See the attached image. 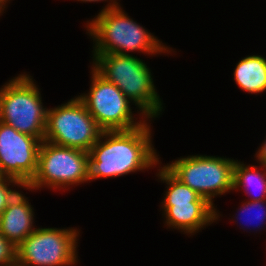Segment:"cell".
<instances>
[{"label": "cell", "mask_w": 266, "mask_h": 266, "mask_svg": "<svg viewBox=\"0 0 266 266\" xmlns=\"http://www.w3.org/2000/svg\"><path fill=\"white\" fill-rule=\"evenodd\" d=\"M150 128L146 121L131 130L102 131L88 152L89 183L156 167L159 158L152 144Z\"/></svg>", "instance_id": "cell-1"}, {"label": "cell", "mask_w": 266, "mask_h": 266, "mask_svg": "<svg viewBox=\"0 0 266 266\" xmlns=\"http://www.w3.org/2000/svg\"><path fill=\"white\" fill-rule=\"evenodd\" d=\"M96 17V18H95ZM92 21H87L88 35L94 44L93 54L115 53L130 55L141 52L148 55L173 51L143 26L129 18L122 7L100 11Z\"/></svg>", "instance_id": "cell-2"}, {"label": "cell", "mask_w": 266, "mask_h": 266, "mask_svg": "<svg viewBox=\"0 0 266 266\" xmlns=\"http://www.w3.org/2000/svg\"><path fill=\"white\" fill-rule=\"evenodd\" d=\"M91 67L135 104L141 118L153 119L161 114L163 103L156 92L151 70L143 60L132 54H93Z\"/></svg>", "instance_id": "cell-3"}, {"label": "cell", "mask_w": 266, "mask_h": 266, "mask_svg": "<svg viewBox=\"0 0 266 266\" xmlns=\"http://www.w3.org/2000/svg\"><path fill=\"white\" fill-rule=\"evenodd\" d=\"M31 77L20 74L0 88V121L43 141L48 108Z\"/></svg>", "instance_id": "cell-4"}, {"label": "cell", "mask_w": 266, "mask_h": 266, "mask_svg": "<svg viewBox=\"0 0 266 266\" xmlns=\"http://www.w3.org/2000/svg\"><path fill=\"white\" fill-rule=\"evenodd\" d=\"M89 181V153L80 149L41 142L37 170L24 189H69Z\"/></svg>", "instance_id": "cell-5"}, {"label": "cell", "mask_w": 266, "mask_h": 266, "mask_svg": "<svg viewBox=\"0 0 266 266\" xmlns=\"http://www.w3.org/2000/svg\"><path fill=\"white\" fill-rule=\"evenodd\" d=\"M233 158L190 155L164 165L177 179L210 202L233 190Z\"/></svg>", "instance_id": "cell-6"}, {"label": "cell", "mask_w": 266, "mask_h": 266, "mask_svg": "<svg viewBox=\"0 0 266 266\" xmlns=\"http://www.w3.org/2000/svg\"><path fill=\"white\" fill-rule=\"evenodd\" d=\"M102 131L78 96L47 110L44 140L49 143L89 152Z\"/></svg>", "instance_id": "cell-7"}, {"label": "cell", "mask_w": 266, "mask_h": 266, "mask_svg": "<svg viewBox=\"0 0 266 266\" xmlns=\"http://www.w3.org/2000/svg\"><path fill=\"white\" fill-rule=\"evenodd\" d=\"M75 228H36L16 247L20 266H75L78 262Z\"/></svg>", "instance_id": "cell-8"}, {"label": "cell", "mask_w": 266, "mask_h": 266, "mask_svg": "<svg viewBox=\"0 0 266 266\" xmlns=\"http://www.w3.org/2000/svg\"><path fill=\"white\" fill-rule=\"evenodd\" d=\"M91 73L90 91L78 97L103 131L131 130L150 121L148 118L134 121L131 101L124 93L115 84L102 77L93 67Z\"/></svg>", "instance_id": "cell-9"}, {"label": "cell", "mask_w": 266, "mask_h": 266, "mask_svg": "<svg viewBox=\"0 0 266 266\" xmlns=\"http://www.w3.org/2000/svg\"><path fill=\"white\" fill-rule=\"evenodd\" d=\"M41 142L0 121V166L5 176L27 186L37 170Z\"/></svg>", "instance_id": "cell-10"}, {"label": "cell", "mask_w": 266, "mask_h": 266, "mask_svg": "<svg viewBox=\"0 0 266 266\" xmlns=\"http://www.w3.org/2000/svg\"><path fill=\"white\" fill-rule=\"evenodd\" d=\"M167 228L194 235L218 220L219 212L210 202L162 203Z\"/></svg>", "instance_id": "cell-11"}, {"label": "cell", "mask_w": 266, "mask_h": 266, "mask_svg": "<svg viewBox=\"0 0 266 266\" xmlns=\"http://www.w3.org/2000/svg\"><path fill=\"white\" fill-rule=\"evenodd\" d=\"M27 199L18 192L0 215V233L16 247L36 230L33 207Z\"/></svg>", "instance_id": "cell-12"}, {"label": "cell", "mask_w": 266, "mask_h": 266, "mask_svg": "<svg viewBox=\"0 0 266 266\" xmlns=\"http://www.w3.org/2000/svg\"><path fill=\"white\" fill-rule=\"evenodd\" d=\"M236 84L250 94L266 91V58L261 55H248L242 58L234 69Z\"/></svg>", "instance_id": "cell-13"}, {"label": "cell", "mask_w": 266, "mask_h": 266, "mask_svg": "<svg viewBox=\"0 0 266 266\" xmlns=\"http://www.w3.org/2000/svg\"><path fill=\"white\" fill-rule=\"evenodd\" d=\"M262 171H264L262 173ZM262 171L257 169L255 165H246L238 160L235 161L233 167V190L240 188L245 190L246 194L255 192V196L250 197L248 201H262L266 199V168ZM253 187V190L251 188ZM250 188V189H249ZM253 193V194H254Z\"/></svg>", "instance_id": "cell-14"}, {"label": "cell", "mask_w": 266, "mask_h": 266, "mask_svg": "<svg viewBox=\"0 0 266 266\" xmlns=\"http://www.w3.org/2000/svg\"><path fill=\"white\" fill-rule=\"evenodd\" d=\"M157 176L167 184L162 203L208 202L196 191L177 179L165 166H159Z\"/></svg>", "instance_id": "cell-15"}, {"label": "cell", "mask_w": 266, "mask_h": 266, "mask_svg": "<svg viewBox=\"0 0 266 266\" xmlns=\"http://www.w3.org/2000/svg\"><path fill=\"white\" fill-rule=\"evenodd\" d=\"M255 209V210H254ZM241 212L238 214V216H240V214L241 213H243V215L244 214H248L247 216H249V217H251V216H253V217H251V220L254 222L255 220L257 221H255L256 222V227H258L259 229H263V227L266 225V199L265 200H262V201H246V202H244L243 204H242V206L240 207V209H239ZM257 210V211H256ZM263 210V211H262ZM257 212V214H256V212ZM251 215H250V214ZM253 214V215H252ZM255 214V215H254ZM242 214H241V216H243ZM240 220V219H239ZM250 219H248L247 221H249ZM250 220V221H251ZM249 221V222H250ZM259 222V223H258ZM247 223V222H246ZM245 223V224H246ZM250 223H252V222H250ZM249 223V224H250ZM242 225H243V223H242ZM264 225V226H263ZM248 226V225H247ZM256 227H254V229L253 230H255V228ZM261 227V228H260Z\"/></svg>", "instance_id": "cell-16"}, {"label": "cell", "mask_w": 266, "mask_h": 266, "mask_svg": "<svg viewBox=\"0 0 266 266\" xmlns=\"http://www.w3.org/2000/svg\"><path fill=\"white\" fill-rule=\"evenodd\" d=\"M13 184L20 188H24L25 186L14 178L4 177L0 178V215L5 210L6 207L9 206L10 201L16 196L19 191L11 189L9 185Z\"/></svg>", "instance_id": "cell-17"}, {"label": "cell", "mask_w": 266, "mask_h": 266, "mask_svg": "<svg viewBox=\"0 0 266 266\" xmlns=\"http://www.w3.org/2000/svg\"><path fill=\"white\" fill-rule=\"evenodd\" d=\"M16 264V246L0 233V266Z\"/></svg>", "instance_id": "cell-18"}, {"label": "cell", "mask_w": 266, "mask_h": 266, "mask_svg": "<svg viewBox=\"0 0 266 266\" xmlns=\"http://www.w3.org/2000/svg\"><path fill=\"white\" fill-rule=\"evenodd\" d=\"M257 153L255 154L257 161L261 165V169L266 168V140L262 142Z\"/></svg>", "instance_id": "cell-19"}, {"label": "cell", "mask_w": 266, "mask_h": 266, "mask_svg": "<svg viewBox=\"0 0 266 266\" xmlns=\"http://www.w3.org/2000/svg\"><path fill=\"white\" fill-rule=\"evenodd\" d=\"M77 1H83V2H99V1H108V0H77ZM108 5H106L102 11H106L109 9L119 8L121 5L117 2V0H110L108 1Z\"/></svg>", "instance_id": "cell-20"}, {"label": "cell", "mask_w": 266, "mask_h": 266, "mask_svg": "<svg viewBox=\"0 0 266 266\" xmlns=\"http://www.w3.org/2000/svg\"><path fill=\"white\" fill-rule=\"evenodd\" d=\"M10 0H0V5L3 7V8H6V4L7 2H9Z\"/></svg>", "instance_id": "cell-21"}, {"label": "cell", "mask_w": 266, "mask_h": 266, "mask_svg": "<svg viewBox=\"0 0 266 266\" xmlns=\"http://www.w3.org/2000/svg\"><path fill=\"white\" fill-rule=\"evenodd\" d=\"M4 177H6V176H5V174H4V172L2 171V168H1V166H0V178H4Z\"/></svg>", "instance_id": "cell-22"}, {"label": "cell", "mask_w": 266, "mask_h": 266, "mask_svg": "<svg viewBox=\"0 0 266 266\" xmlns=\"http://www.w3.org/2000/svg\"><path fill=\"white\" fill-rule=\"evenodd\" d=\"M4 9H5V8H3V7L0 5V16H1L2 12H4Z\"/></svg>", "instance_id": "cell-23"}]
</instances>
